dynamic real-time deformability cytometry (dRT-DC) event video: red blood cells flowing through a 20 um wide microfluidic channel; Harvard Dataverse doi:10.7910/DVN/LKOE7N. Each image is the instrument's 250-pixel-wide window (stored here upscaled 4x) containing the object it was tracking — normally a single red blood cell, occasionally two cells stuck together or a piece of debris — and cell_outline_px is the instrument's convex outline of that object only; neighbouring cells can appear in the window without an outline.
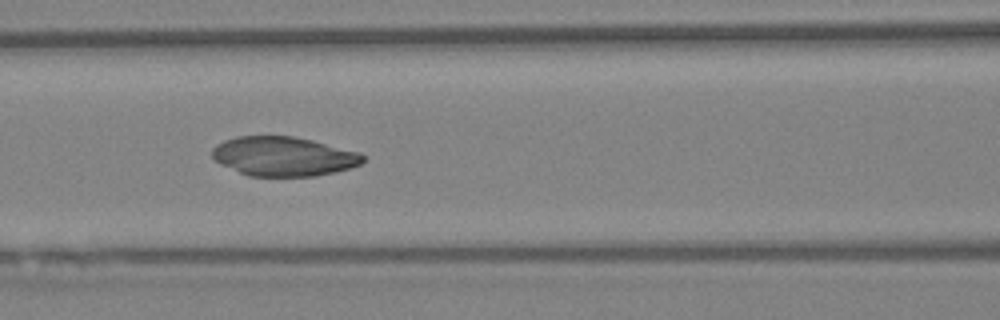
{"species": "Egyptian fruit bat (a non-hibernating species)", "species_latin": "Rousettus aegyptiacus", "temperature_condition": "warm", "stored_images_in_passage": 25, "segment_of_instrument_passage": [1, 2], "camera_frame_rate_fps": 3000, "um_per_image_px": 0.085, "animal": {"sex": "female"}, "frame": {"image": 1, "passage_image": 11, "time_ms": 3.333, "image_size_px": [1000, 320], "cell_outline_px": [[364, 160], [360, 164], [352, 168], [336, 172], [316, 176], [248, 176], [220, 164], [212, 156], [212, 148], [216, 144], [224, 140], [236, 136], [292, 136], [312, 140], [360, 152], [364, 156]], "centroid_in_image_um": [24.1, 13.29], "position_along_channel_um": 142.5, "area_um2": 34.74}}